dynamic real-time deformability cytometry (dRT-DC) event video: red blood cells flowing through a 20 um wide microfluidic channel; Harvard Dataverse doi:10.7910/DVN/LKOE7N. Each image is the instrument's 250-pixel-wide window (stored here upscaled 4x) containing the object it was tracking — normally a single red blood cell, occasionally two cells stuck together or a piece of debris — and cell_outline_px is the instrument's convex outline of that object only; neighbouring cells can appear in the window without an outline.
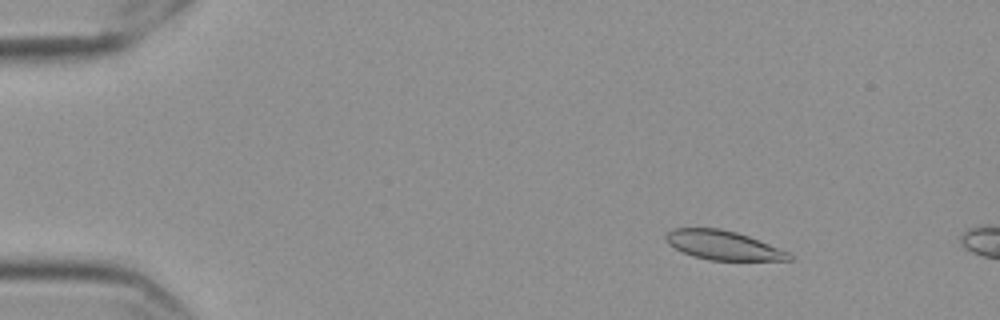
{"species": "Egyptian fruit bat (a non-hibernating species)", "species_latin": "Rousettus aegyptiacus", "temperature_condition": "cold", "stored_images_in_passage": 58, "camera_frame_rate_fps": 3000, "um_per_image_px": 0.085, "frame": {"image": 1, "passage_image": 8, "time_ms": 2.333, "image_size_px": [1000, 320], "cell_outline_px": [[792, 260], [708, 260], [692, 256], [680, 252], [668, 244], [664, 240], [664, 236], [672, 228], [720, 228], [736, 232], [748, 236], [788, 252], [792, 256]], "centroid_in_image_um": [61.38, 20.84], "position_along_channel_um": 23.6, "area_um2": 20.92}}
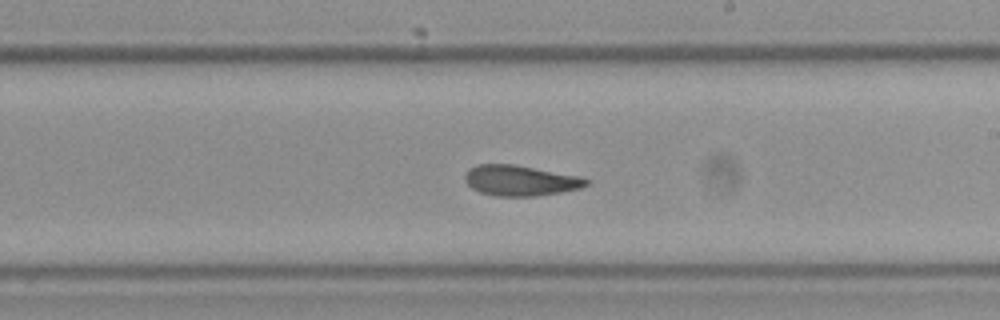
{"frame": {"image": 2, "passage_image": 34, "time_ms": 11.0, "image_size_px": [1000, 320], "cell_outline_px": [[592, 180], [588, 184], [580, 188], [560, 192], [536, 196], [496, 196], [480, 192], [472, 188], [464, 180], [464, 176], [468, 168], [476, 164], [512, 164], [580, 176]], "centroid_in_image_um": [44.21, 15.34], "position_along_channel_um": 244.8, "area_um2": 21.62}}
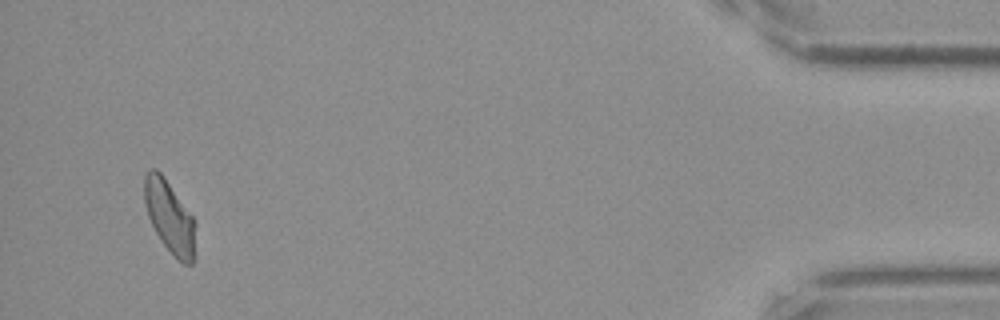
{"frame": {"image": 3, "passage_image": 55, "time_ms": 18.0, "image_size_px": [1000, 320], "cell_outline_px": [[196, 260], [192, 264], [184, 264], [160, 240], [148, 216], [144, 200], [144, 176], [148, 168], [156, 168], [164, 176], [192, 216], [196, 224]], "centroid_in_image_um": [14.44, 18.43], "position_along_channel_um": 420.8, "area_um2": 21.68}, "authors_computed_cell_mechanics": {"area_um2": 21.6172, "velocity_mm_per_s": 3.5424, "shape_relaxation_time_tau1_ms": null, "shape_relaxation_time_tau2_ms": 3.1329, "deformation_change_tau1": null, "deformation_change_tau2": 0.0955}}